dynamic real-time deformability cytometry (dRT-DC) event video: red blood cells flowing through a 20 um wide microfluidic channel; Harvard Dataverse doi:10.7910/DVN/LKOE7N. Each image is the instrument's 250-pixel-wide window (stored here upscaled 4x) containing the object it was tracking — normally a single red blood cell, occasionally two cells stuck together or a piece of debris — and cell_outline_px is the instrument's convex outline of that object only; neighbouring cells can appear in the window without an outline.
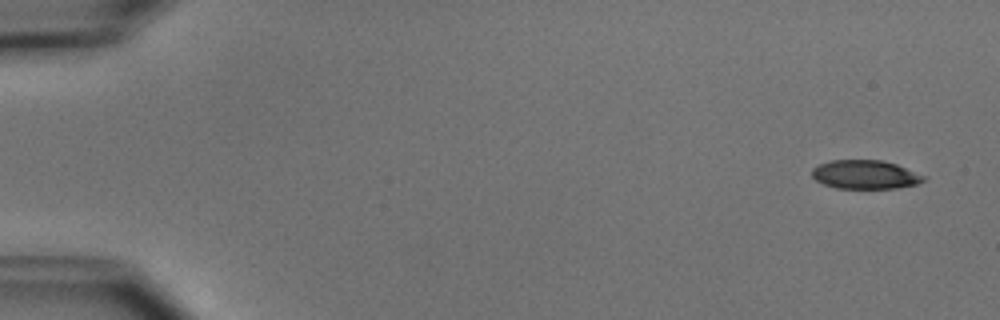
{"species": "common noctule bat (a hibernating species)", "species_latin": "Nyctalus noctula", "temperature_condition": "cold", "stored_images_in_passage": 6, "camera_frame_rate_fps": 3000, "um_per_image_px": 0.085, "animal": {"sex": "male", "body_mass_g": 15.6}, "frame": {"image": 1, "passage_image": 1, "time_ms": 0.0, "image_size_px": [1000, 320], "cell_outline_px": [[928, 180], [916, 184], [896, 188], [836, 188], [824, 184], [816, 180], [812, 176], [812, 168], [820, 164], [832, 160], [880, 160], [896, 164], [924, 176]], "centroid_in_image_um": [73.53, 14.84], "position_along_channel_um": 11.5, "area_um2": 18.55}}
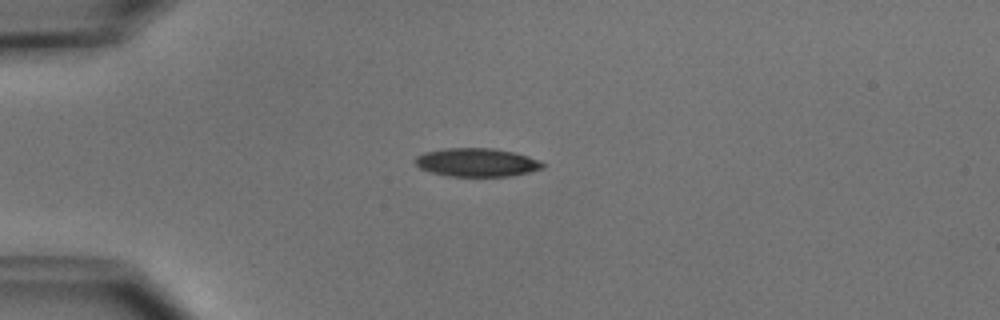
{"frame": {"image": 2, "passage_image": 4, "time_ms": 3.667, "image_size_px": [1000, 320], "cell_outline_px": [[544, 168], [512, 176], [448, 176], [432, 172], [420, 168], [416, 164], [416, 156], [424, 152], [444, 148], [492, 148], [516, 152], [540, 160], [544, 164]], "centroid_in_image_um": [40.55, 13.8], "position_along_channel_um": 44.4, "area_um2": 21.15}}